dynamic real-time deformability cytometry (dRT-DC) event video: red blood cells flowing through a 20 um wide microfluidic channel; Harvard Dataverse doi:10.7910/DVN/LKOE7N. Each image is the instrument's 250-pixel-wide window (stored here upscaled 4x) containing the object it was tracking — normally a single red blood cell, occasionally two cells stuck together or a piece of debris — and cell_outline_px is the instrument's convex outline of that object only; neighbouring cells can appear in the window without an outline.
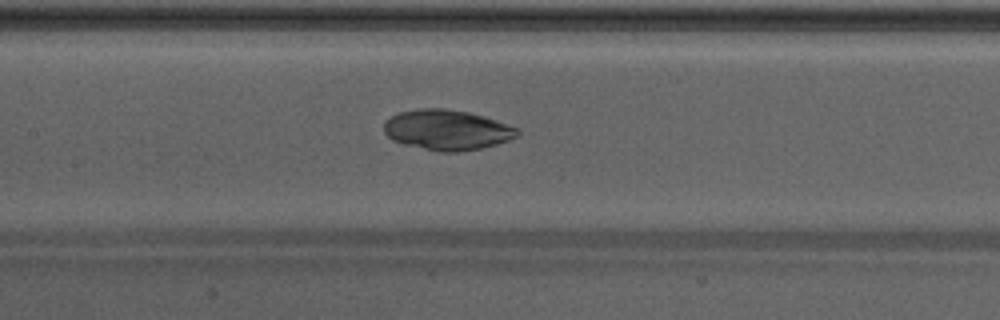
{"species": "Egyptian fruit bat (a non-hibernating species)", "species_latin": "Rousettus aegyptiacus", "temperature_condition": "warm", "stored_images_in_passage": 39, "camera_frame_rate_fps": 3000, "um_per_image_px": 0.085, "animal": {"sex": "male"}, "frame": {"image": 1, "passage_image": 23, "time_ms": 7.333, "image_size_px": [1000, 320], "cell_outline_px": [[520, 136], [496, 144], [480, 148], [456, 152], [440, 152], [404, 144], [392, 140], [384, 132], [384, 120], [400, 112], [420, 108], [444, 108], [468, 112], [484, 116], [520, 128]], "centroid_in_image_um": [38.02, 11.04], "position_along_channel_um": 169.4, "area_um2": 31.39}}
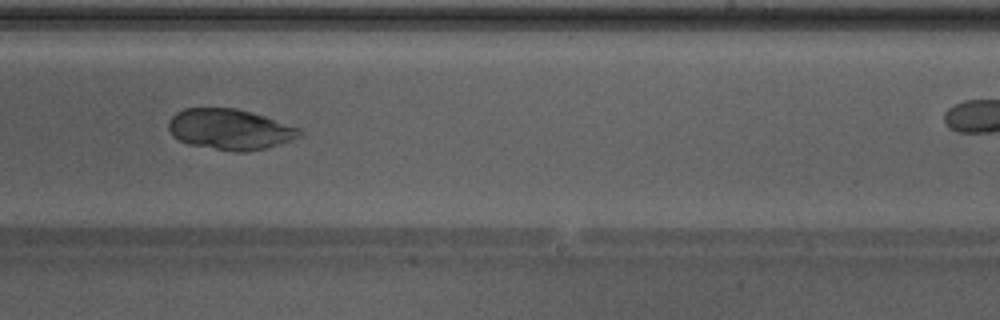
{"frame": {"image": 2, "passage_image": 30, "time_ms": 9.667, "image_size_px": [1000, 320], "cell_outline_px": [[304, 132], [300, 136], [264, 148], [244, 152], [232, 152], [188, 144], [172, 136], [168, 128], [168, 120], [176, 112], [184, 108], [236, 108], [264, 116], [300, 128]], "centroid_in_image_um": [19.49, 10.99], "position_along_channel_um": 269.5, "area_um2": 30.92}}
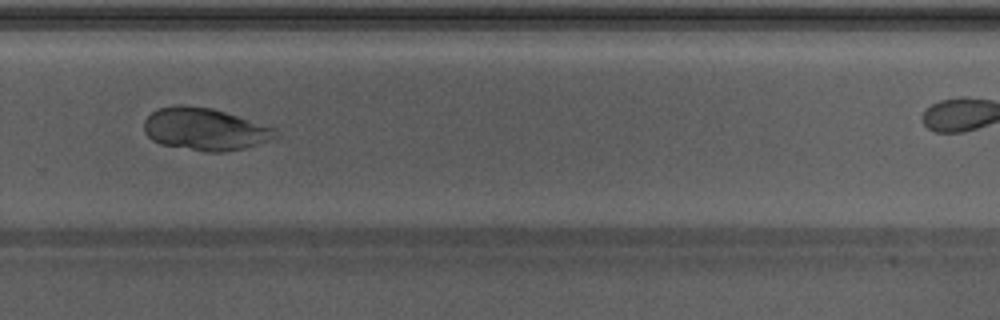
{"frame": {"image": 3, "passage_image": 33, "time_ms": 10.667, "image_size_px": [1000, 320], "cell_outline_px": [[276, 136], [268, 140], [244, 148], [224, 152], [208, 152], [160, 144], [152, 140], [144, 132], [144, 120], [152, 112], [160, 108], [176, 104], [184, 104], [212, 108], [272, 128]], "centroid_in_image_um": [17.31, 10.97], "position_along_channel_um": 312.5, "area_um2": 31.85}}